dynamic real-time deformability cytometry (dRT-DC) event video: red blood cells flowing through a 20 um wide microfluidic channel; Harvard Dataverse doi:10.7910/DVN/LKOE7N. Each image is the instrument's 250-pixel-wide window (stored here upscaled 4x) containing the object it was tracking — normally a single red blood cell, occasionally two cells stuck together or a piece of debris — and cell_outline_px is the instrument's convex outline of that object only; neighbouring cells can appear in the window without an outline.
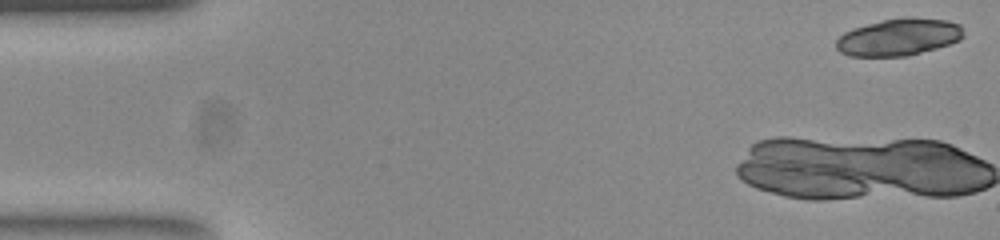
{"species": "common noctule bat (a hibernating species)", "species_latin": "Nyctalus noctula", "temperature_condition": "room temperature", "stored_images_in_passage": 12, "camera_frame_rate_fps": 3000, "um_per_image_px": 0.085, "animal": {"sex": "female", "body_mass_g": 23.0, "forearm_length_mm": 53.4}, "frame": {"image": 1, "passage_image": 1, "time_ms": 0.0, "image_size_px": [1000, 240], "cell_outline_px": [[964, 36], [960, 40], [936, 48], [908, 56], [848, 56], [840, 52], [836, 48], [836, 40], [844, 32], [852, 28], [884, 20], [904, 16], [912, 16], [948, 20], [960, 24]], "centroid_in_image_um": [76.4, 3.14], "position_along_channel_um": 8.6, "area_um2": 27.74}}